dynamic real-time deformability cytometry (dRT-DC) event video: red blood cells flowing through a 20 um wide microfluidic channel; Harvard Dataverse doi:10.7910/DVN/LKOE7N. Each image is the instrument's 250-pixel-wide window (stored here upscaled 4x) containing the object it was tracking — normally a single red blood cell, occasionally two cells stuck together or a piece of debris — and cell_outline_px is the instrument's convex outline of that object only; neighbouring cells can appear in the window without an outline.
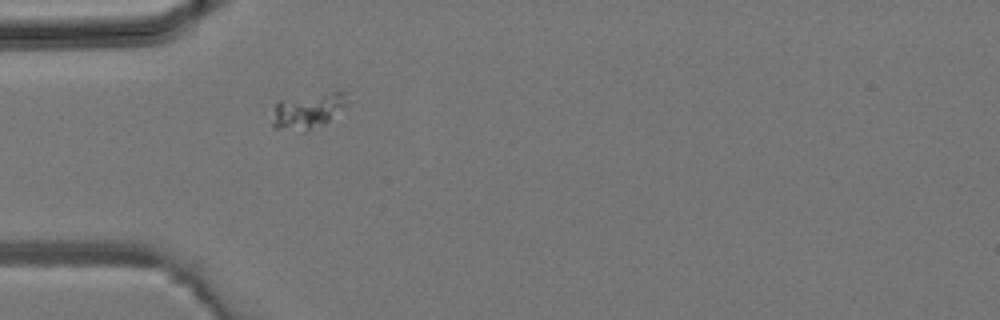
{"species": "common noctule bat (a hibernating species)", "species_latin": "Nyctalus noctula", "temperature_condition": "room temperature", "stored_images_in_passage": 3, "camera_frame_rate_fps": 3000, "um_per_image_px": 0.085, "animal": {"sex": "male", "body_mass_g": 19.2, "forearm_length_mm": 51.8}, "frame": {"image": 1, "passage_image": 3, "time_ms": 0.667, "image_size_px": [1000, 320], "cell_outline_px": [[344, 104], [324, 124], [304, 132], [272, 128], [264, 112], [280, 100], [332, 92], [344, 92]], "centroid_in_image_um": [25.89, 9.48], "position_along_channel_um": 59.1, "area_um2": 15.66}}